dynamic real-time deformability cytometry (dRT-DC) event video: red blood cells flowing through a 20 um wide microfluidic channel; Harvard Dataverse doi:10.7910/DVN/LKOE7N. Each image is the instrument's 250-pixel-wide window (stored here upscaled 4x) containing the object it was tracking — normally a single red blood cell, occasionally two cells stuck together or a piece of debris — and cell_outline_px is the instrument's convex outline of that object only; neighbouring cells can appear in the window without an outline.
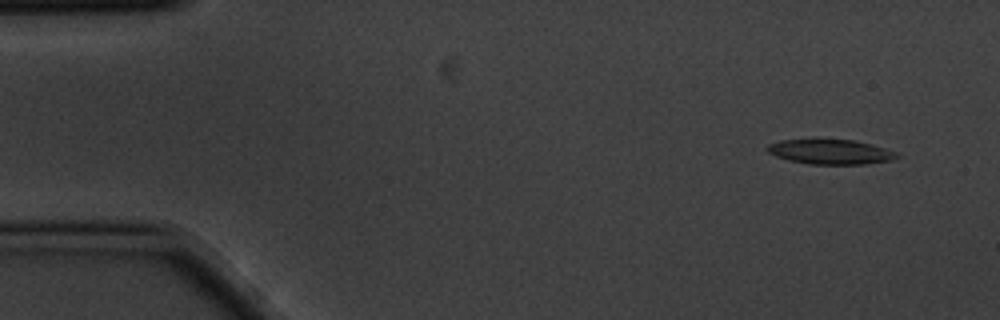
{"species": "common noctule bat (a hibernating species)", "species_latin": "Nyctalus noctula", "temperature_condition": "cold", "stored_images_in_passage": 4, "camera_frame_rate_fps": 3000, "um_per_image_px": 0.085, "animal": {"sex": "male", "body_mass_g": 20.1, "forearm_length_mm": 53.5}, "frame": {"image": 1, "passage_image": 1, "time_ms": 0.0, "image_size_px": [1000, 320], "cell_outline_px": [[900, 156], [888, 160], [864, 164], [808, 164], [788, 160], [776, 156], [768, 152], [764, 148], [768, 144], [780, 140], [812, 136], [816, 136], [852, 140], [872, 144], [896, 152]], "centroid_in_image_um": [70.47, 12.84], "position_along_channel_um": 14.5, "area_um2": 19.59}}